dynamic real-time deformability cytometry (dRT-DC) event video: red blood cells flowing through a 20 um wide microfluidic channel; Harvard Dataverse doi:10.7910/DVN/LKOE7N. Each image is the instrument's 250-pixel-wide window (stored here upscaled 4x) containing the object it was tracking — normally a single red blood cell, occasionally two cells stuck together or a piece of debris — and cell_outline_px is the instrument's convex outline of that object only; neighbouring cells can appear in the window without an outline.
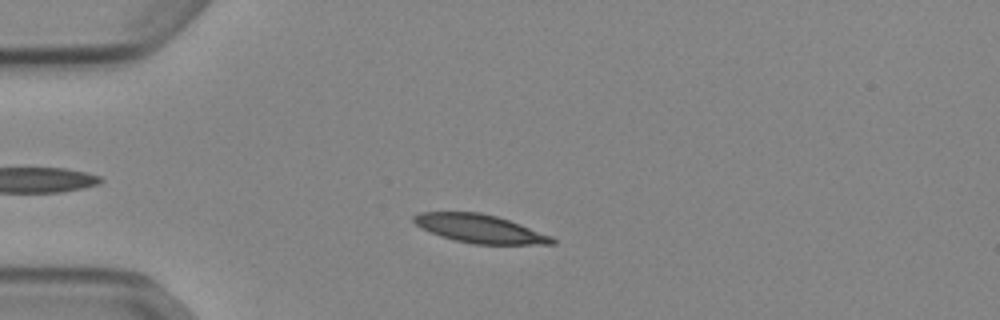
{"species": "Egyptian fruit bat (a non-hibernating species)", "species_latin": "Rousettus aegyptiacus", "temperature_condition": "cold", "stored_images_in_passage": 50, "camera_frame_rate_fps": 3000, "um_per_image_px": 0.085, "animal": {"sex": "female"}, "frame": {"image": 1, "passage_image": 11, "time_ms": 3.333, "image_size_px": [1000, 320], "cell_outline_px": [[556, 244], [472, 244], [440, 236], [416, 224], [412, 220], [412, 216], [420, 212], [480, 212], [496, 216], [520, 224], [552, 236], [556, 240]], "centroid_in_image_um": [40.8, 19.44], "position_along_channel_um": 44.2, "area_um2": 22.66}}
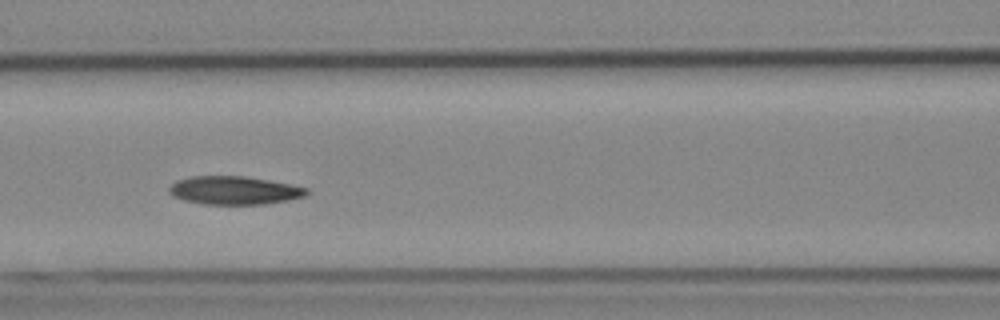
{"frame": {"image": 2, "passage_image": 21, "time_ms": 6.667, "image_size_px": [1000, 320], "cell_outline_px": [[308, 192], [304, 196], [288, 200], [264, 204], [204, 204], [184, 200], [172, 196], [168, 192], [168, 188], [176, 180], [188, 176], [244, 176], [268, 180], [308, 188]], "centroid_in_image_um": [19.85, 16.18], "position_along_channel_um": 146.7, "area_um2": 22.6}}
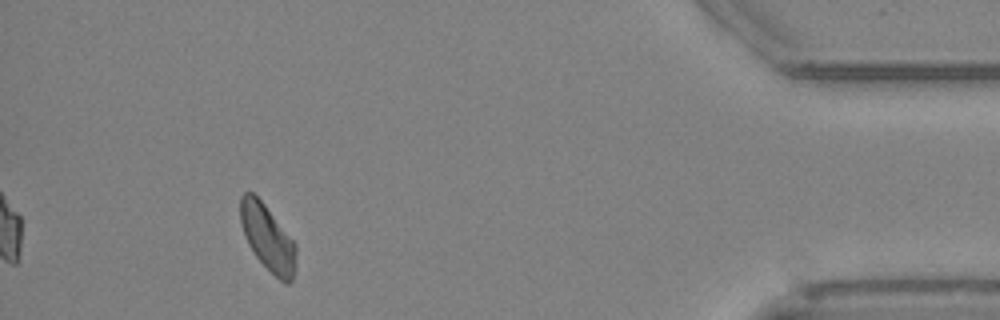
{"frame": {"image": 3, "passage_image": 46, "time_ms": 15.0, "image_size_px": [1000, 320], "cell_outline_px": [[296, 268], [292, 280], [288, 284], [284, 284], [256, 256], [248, 244], [244, 236], [240, 220], [240, 196], [244, 192], [252, 192], [264, 204], [296, 244]], "centroid_in_image_um": [22.75, 20.22], "position_along_channel_um": 412.4, "area_um2": 21.21}, "authors_computed_cell_mechanics": {"area_um2": 22.4842, "velocity_mm_per_s": 3.855, "shape_relaxation_time_tau1_ms": 5.4244, "shape_relaxation_time_tau2_ms": null, "deformation_change_tau1": 0.1316, "deformation_change_tau2": null}}